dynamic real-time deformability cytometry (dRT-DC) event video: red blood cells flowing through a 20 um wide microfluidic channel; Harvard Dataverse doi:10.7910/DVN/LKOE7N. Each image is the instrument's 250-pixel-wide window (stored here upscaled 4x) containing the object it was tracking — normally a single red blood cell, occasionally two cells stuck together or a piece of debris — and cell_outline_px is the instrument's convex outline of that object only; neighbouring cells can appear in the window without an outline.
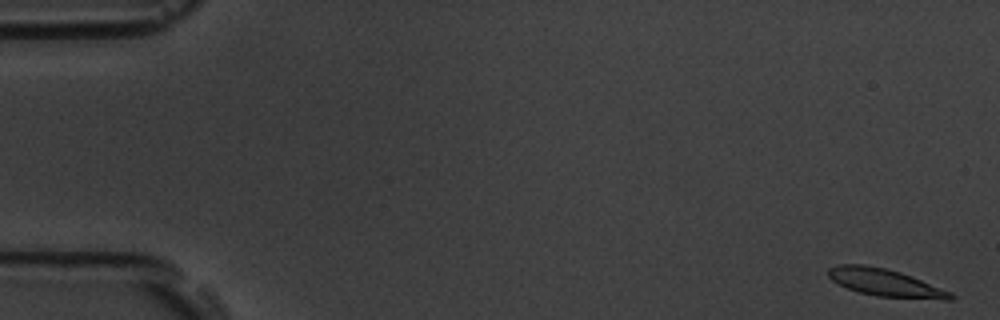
{"species": "common noctule bat (a hibernating species)", "species_latin": "Nyctalus noctula", "temperature_condition": "room temperature", "stored_images_in_passage": 55, "camera_frame_rate_fps": 3000, "um_per_image_px": 0.085, "animal": {"sex": "male", "body_mass_g": 19.5, "forearm_length_mm": 54.6}, "frame": {"image": 1, "passage_image": 1, "time_ms": 0.0, "image_size_px": [1000, 320], "cell_outline_px": [[956, 296], [952, 300], [944, 300], [876, 296], [860, 292], [848, 288], [832, 280], [828, 276], [828, 268], [840, 264], [864, 264], [884, 268], [900, 272], [912, 276], [952, 292]], "centroid_in_image_um": [75.29, 24.03], "position_along_channel_um": 9.7, "area_um2": 19.54}}
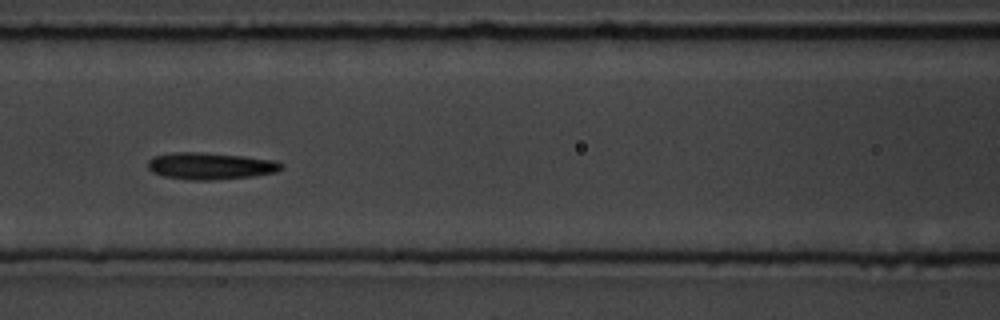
{"frame": {"image": 2, "passage_image": 24, "time_ms": 7.667, "image_size_px": [1000, 320], "cell_outline_px": [[284, 168], [276, 172], [252, 176], [216, 180], [192, 180], [164, 176], [152, 172], [148, 168], [148, 160], [152, 156], [172, 152], [200, 152], [244, 156], [276, 160], [284, 164]], "centroid_in_image_um": [17.9, 14.1], "position_along_channel_um": 148.7, "area_um2": 21.1}}
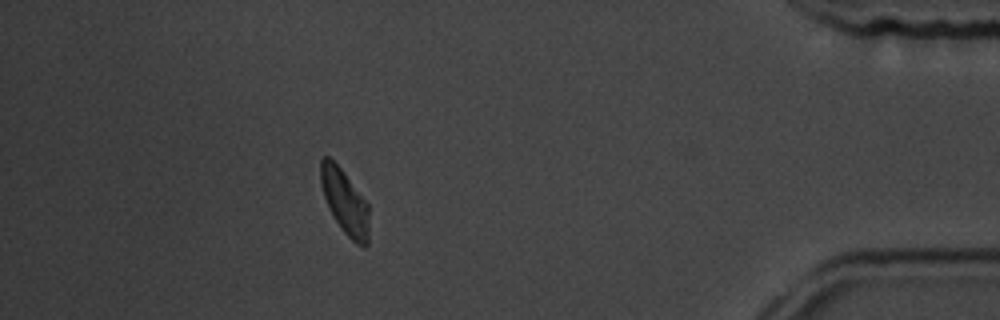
{"frame": {"image": 3, "passage_image": 49, "time_ms": 16.0, "image_size_px": [1000, 320], "cell_outline_px": [[368, 244], [364, 248], [356, 244], [344, 232], [332, 216], [328, 208], [320, 184], [320, 160], [324, 156], [328, 156], [340, 168], [368, 204]], "centroid_in_image_um": [29.29, 17.18], "position_along_channel_um": 405.9, "area_um2": 18.09}, "authors_computed_cell_mechanics": {"area_um2": 19.7098, "velocity_mm_per_s": 3.6782, "shape_relaxation_time_tau1_ms": 4.4042, "shape_relaxation_time_tau2_ms": 4.6071, "deformation_change_tau1": 0.139, "deformation_change_tau2": 0.1244}}